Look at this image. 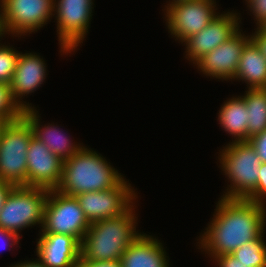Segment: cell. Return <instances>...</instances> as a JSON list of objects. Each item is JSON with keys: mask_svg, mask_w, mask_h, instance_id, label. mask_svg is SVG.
<instances>
[{"mask_svg": "<svg viewBox=\"0 0 266 267\" xmlns=\"http://www.w3.org/2000/svg\"><path fill=\"white\" fill-rule=\"evenodd\" d=\"M246 200L266 205V163L262 162L259 168L257 187Z\"/></svg>", "mask_w": 266, "mask_h": 267, "instance_id": "25", "label": "cell"}, {"mask_svg": "<svg viewBox=\"0 0 266 267\" xmlns=\"http://www.w3.org/2000/svg\"><path fill=\"white\" fill-rule=\"evenodd\" d=\"M247 8L254 16L256 26H263L266 23V0H244Z\"/></svg>", "mask_w": 266, "mask_h": 267, "instance_id": "26", "label": "cell"}, {"mask_svg": "<svg viewBox=\"0 0 266 267\" xmlns=\"http://www.w3.org/2000/svg\"><path fill=\"white\" fill-rule=\"evenodd\" d=\"M93 0H54V13L60 53L75 52L90 28Z\"/></svg>", "mask_w": 266, "mask_h": 267, "instance_id": "8", "label": "cell"}, {"mask_svg": "<svg viewBox=\"0 0 266 267\" xmlns=\"http://www.w3.org/2000/svg\"><path fill=\"white\" fill-rule=\"evenodd\" d=\"M248 141L255 148L257 155L260 157V161L266 163V129L252 136Z\"/></svg>", "mask_w": 266, "mask_h": 267, "instance_id": "27", "label": "cell"}, {"mask_svg": "<svg viewBox=\"0 0 266 267\" xmlns=\"http://www.w3.org/2000/svg\"><path fill=\"white\" fill-rule=\"evenodd\" d=\"M219 199L212 220L197 239L198 249H203L211 260L232 254L266 229V205L245 199Z\"/></svg>", "mask_w": 266, "mask_h": 267, "instance_id": "1", "label": "cell"}, {"mask_svg": "<svg viewBox=\"0 0 266 267\" xmlns=\"http://www.w3.org/2000/svg\"><path fill=\"white\" fill-rule=\"evenodd\" d=\"M250 38L256 43L261 51V54L266 57V29L263 26H258Z\"/></svg>", "mask_w": 266, "mask_h": 267, "instance_id": "29", "label": "cell"}, {"mask_svg": "<svg viewBox=\"0 0 266 267\" xmlns=\"http://www.w3.org/2000/svg\"><path fill=\"white\" fill-rule=\"evenodd\" d=\"M20 52L0 43V83L11 84Z\"/></svg>", "mask_w": 266, "mask_h": 267, "instance_id": "24", "label": "cell"}, {"mask_svg": "<svg viewBox=\"0 0 266 267\" xmlns=\"http://www.w3.org/2000/svg\"><path fill=\"white\" fill-rule=\"evenodd\" d=\"M265 232L256 240L243 244L232 255L244 264H251V267H266V243Z\"/></svg>", "mask_w": 266, "mask_h": 267, "instance_id": "22", "label": "cell"}, {"mask_svg": "<svg viewBox=\"0 0 266 267\" xmlns=\"http://www.w3.org/2000/svg\"><path fill=\"white\" fill-rule=\"evenodd\" d=\"M33 130L22 116L8 122L0 134V181L14 186L27 183L26 154Z\"/></svg>", "mask_w": 266, "mask_h": 267, "instance_id": "6", "label": "cell"}, {"mask_svg": "<svg viewBox=\"0 0 266 267\" xmlns=\"http://www.w3.org/2000/svg\"><path fill=\"white\" fill-rule=\"evenodd\" d=\"M158 238L142 232L122 255L121 267H169V259Z\"/></svg>", "mask_w": 266, "mask_h": 267, "instance_id": "18", "label": "cell"}, {"mask_svg": "<svg viewBox=\"0 0 266 267\" xmlns=\"http://www.w3.org/2000/svg\"><path fill=\"white\" fill-rule=\"evenodd\" d=\"M27 158V183L24 186L56 190L63 175L64 161L32 136Z\"/></svg>", "mask_w": 266, "mask_h": 267, "instance_id": "12", "label": "cell"}, {"mask_svg": "<svg viewBox=\"0 0 266 267\" xmlns=\"http://www.w3.org/2000/svg\"><path fill=\"white\" fill-rule=\"evenodd\" d=\"M5 34H7V32H6L5 24H4V21H3L2 8L0 6V39L3 38L5 36Z\"/></svg>", "mask_w": 266, "mask_h": 267, "instance_id": "34", "label": "cell"}, {"mask_svg": "<svg viewBox=\"0 0 266 267\" xmlns=\"http://www.w3.org/2000/svg\"><path fill=\"white\" fill-rule=\"evenodd\" d=\"M220 150V168L230 181L221 197L246 200L257 187L260 157L249 141L229 142Z\"/></svg>", "mask_w": 266, "mask_h": 267, "instance_id": "4", "label": "cell"}, {"mask_svg": "<svg viewBox=\"0 0 266 267\" xmlns=\"http://www.w3.org/2000/svg\"><path fill=\"white\" fill-rule=\"evenodd\" d=\"M6 123L2 120H0V134H1V131H2V128L4 127Z\"/></svg>", "mask_w": 266, "mask_h": 267, "instance_id": "35", "label": "cell"}, {"mask_svg": "<svg viewBox=\"0 0 266 267\" xmlns=\"http://www.w3.org/2000/svg\"><path fill=\"white\" fill-rule=\"evenodd\" d=\"M90 227L75 196L49 190L44 208V223L39 233L67 234L80 243Z\"/></svg>", "mask_w": 266, "mask_h": 267, "instance_id": "7", "label": "cell"}, {"mask_svg": "<svg viewBox=\"0 0 266 267\" xmlns=\"http://www.w3.org/2000/svg\"><path fill=\"white\" fill-rule=\"evenodd\" d=\"M123 178L111 189L84 192L76 199L89 223L124 214L138 198L135 189Z\"/></svg>", "mask_w": 266, "mask_h": 267, "instance_id": "10", "label": "cell"}, {"mask_svg": "<svg viewBox=\"0 0 266 267\" xmlns=\"http://www.w3.org/2000/svg\"><path fill=\"white\" fill-rule=\"evenodd\" d=\"M23 117L31 125L33 136L43 142L52 153L63 161L69 159L83 147L82 144L72 142L70 136L64 133L63 129L55 125L54 122L53 124L41 125L39 119L41 117L35 108L24 110Z\"/></svg>", "mask_w": 266, "mask_h": 267, "instance_id": "17", "label": "cell"}, {"mask_svg": "<svg viewBox=\"0 0 266 267\" xmlns=\"http://www.w3.org/2000/svg\"><path fill=\"white\" fill-rule=\"evenodd\" d=\"M36 255L45 267H76L80 242L67 234L39 233Z\"/></svg>", "mask_w": 266, "mask_h": 267, "instance_id": "16", "label": "cell"}, {"mask_svg": "<svg viewBox=\"0 0 266 267\" xmlns=\"http://www.w3.org/2000/svg\"><path fill=\"white\" fill-rule=\"evenodd\" d=\"M217 9L215 0H185L167 4L163 12H166L168 32L183 44L220 14Z\"/></svg>", "mask_w": 266, "mask_h": 267, "instance_id": "9", "label": "cell"}, {"mask_svg": "<svg viewBox=\"0 0 266 267\" xmlns=\"http://www.w3.org/2000/svg\"><path fill=\"white\" fill-rule=\"evenodd\" d=\"M248 110V140L266 129V88L247 89L241 96Z\"/></svg>", "mask_w": 266, "mask_h": 267, "instance_id": "21", "label": "cell"}, {"mask_svg": "<svg viewBox=\"0 0 266 267\" xmlns=\"http://www.w3.org/2000/svg\"><path fill=\"white\" fill-rule=\"evenodd\" d=\"M23 111L13 99L10 85L0 83V120L5 123L18 120L23 116Z\"/></svg>", "mask_w": 266, "mask_h": 267, "instance_id": "23", "label": "cell"}, {"mask_svg": "<svg viewBox=\"0 0 266 267\" xmlns=\"http://www.w3.org/2000/svg\"><path fill=\"white\" fill-rule=\"evenodd\" d=\"M0 240H3L4 242H0L2 245H0V248H7L8 246L10 249H13L14 245H18V242H20V236L16 235L15 233L6 231L2 228H0ZM6 241V242H5ZM10 242V243H9Z\"/></svg>", "mask_w": 266, "mask_h": 267, "instance_id": "30", "label": "cell"}, {"mask_svg": "<svg viewBox=\"0 0 266 267\" xmlns=\"http://www.w3.org/2000/svg\"><path fill=\"white\" fill-rule=\"evenodd\" d=\"M49 190L30 186H13L0 210V228L22 236L25 228L44 223V208Z\"/></svg>", "mask_w": 266, "mask_h": 267, "instance_id": "5", "label": "cell"}, {"mask_svg": "<svg viewBox=\"0 0 266 267\" xmlns=\"http://www.w3.org/2000/svg\"><path fill=\"white\" fill-rule=\"evenodd\" d=\"M76 267H121L120 261H86L84 259H79Z\"/></svg>", "mask_w": 266, "mask_h": 267, "instance_id": "31", "label": "cell"}, {"mask_svg": "<svg viewBox=\"0 0 266 267\" xmlns=\"http://www.w3.org/2000/svg\"><path fill=\"white\" fill-rule=\"evenodd\" d=\"M0 6L6 32L15 37L37 32L54 16V0H0Z\"/></svg>", "mask_w": 266, "mask_h": 267, "instance_id": "11", "label": "cell"}, {"mask_svg": "<svg viewBox=\"0 0 266 267\" xmlns=\"http://www.w3.org/2000/svg\"><path fill=\"white\" fill-rule=\"evenodd\" d=\"M46 70L45 60L37 53L20 52L10 88L13 99L23 110L35 108L22 98L41 87L47 76Z\"/></svg>", "mask_w": 266, "mask_h": 267, "instance_id": "15", "label": "cell"}, {"mask_svg": "<svg viewBox=\"0 0 266 267\" xmlns=\"http://www.w3.org/2000/svg\"><path fill=\"white\" fill-rule=\"evenodd\" d=\"M220 108L218 124L234 137L232 142L248 141V110L241 95L227 99Z\"/></svg>", "mask_w": 266, "mask_h": 267, "instance_id": "20", "label": "cell"}, {"mask_svg": "<svg viewBox=\"0 0 266 267\" xmlns=\"http://www.w3.org/2000/svg\"><path fill=\"white\" fill-rule=\"evenodd\" d=\"M219 267H251V264L239 262L232 254H225L213 259Z\"/></svg>", "mask_w": 266, "mask_h": 267, "instance_id": "28", "label": "cell"}, {"mask_svg": "<svg viewBox=\"0 0 266 267\" xmlns=\"http://www.w3.org/2000/svg\"><path fill=\"white\" fill-rule=\"evenodd\" d=\"M9 267H45L42 262L37 258L36 260L34 261H28V260H25L24 262H17V264H12L10 265Z\"/></svg>", "mask_w": 266, "mask_h": 267, "instance_id": "33", "label": "cell"}, {"mask_svg": "<svg viewBox=\"0 0 266 267\" xmlns=\"http://www.w3.org/2000/svg\"><path fill=\"white\" fill-rule=\"evenodd\" d=\"M179 1H185V0H169V2H167V3L171 4V3H175V2H179Z\"/></svg>", "mask_w": 266, "mask_h": 267, "instance_id": "36", "label": "cell"}, {"mask_svg": "<svg viewBox=\"0 0 266 267\" xmlns=\"http://www.w3.org/2000/svg\"><path fill=\"white\" fill-rule=\"evenodd\" d=\"M14 185L0 181V210L5 202V199Z\"/></svg>", "mask_w": 266, "mask_h": 267, "instance_id": "32", "label": "cell"}, {"mask_svg": "<svg viewBox=\"0 0 266 267\" xmlns=\"http://www.w3.org/2000/svg\"><path fill=\"white\" fill-rule=\"evenodd\" d=\"M233 80L244 81L248 89L266 88V57L252 39L244 45Z\"/></svg>", "mask_w": 266, "mask_h": 267, "instance_id": "19", "label": "cell"}, {"mask_svg": "<svg viewBox=\"0 0 266 267\" xmlns=\"http://www.w3.org/2000/svg\"><path fill=\"white\" fill-rule=\"evenodd\" d=\"M239 14V15H238ZM240 13L224 12L219 14L203 30L191 36L184 42L185 58L195 63L204 54L211 52L224 41L231 38L239 29Z\"/></svg>", "mask_w": 266, "mask_h": 267, "instance_id": "14", "label": "cell"}, {"mask_svg": "<svg viewBox=\"0 0 266 267\" xmlns=\"http://www.w3.org/2000/svg\"><path fill=\"white\" fill-rule=\"evenodd\" d=\"M241 32L242 29H239L231 38L204 54L194 63V66L205 76L232 81L236 76L244 45L251 39L250 35L246 36Z\"/></svg>", "mask_w": 266, "mask_h": 267, "instance_id": "13", "label": "cell"}, {"mask_svg": "<svg viewBox=\"0 0 266 267\" xmlns=\"http://www.w3.org/2000/svg\"><path fill=\"white\" fill-rule=\"evenodd\" d=\"M135 203L122 215L90 223L80 244V259L119 261L127 247L142 233L136 231Z\"/></svg>", "mask_w": 266, "mask_h": 267, "instance_id": "2", "label": "cell"}, {"mask_svg": "<svg viewBox=\"0 0 266 267\" xmlns=\"http://www.w3.org/2000/svg\"><path fill=\"white\" fill-rule=\"evenodd\" d=\"M123 174L111 166L105 157L87 146L64 161L63 175L56 190L68 196L97 192L115 187Z\"/></svg>", "mask_w": 266, "mask_h": 267, "instance_id": "3", "label": "cell"}]
</instances>
